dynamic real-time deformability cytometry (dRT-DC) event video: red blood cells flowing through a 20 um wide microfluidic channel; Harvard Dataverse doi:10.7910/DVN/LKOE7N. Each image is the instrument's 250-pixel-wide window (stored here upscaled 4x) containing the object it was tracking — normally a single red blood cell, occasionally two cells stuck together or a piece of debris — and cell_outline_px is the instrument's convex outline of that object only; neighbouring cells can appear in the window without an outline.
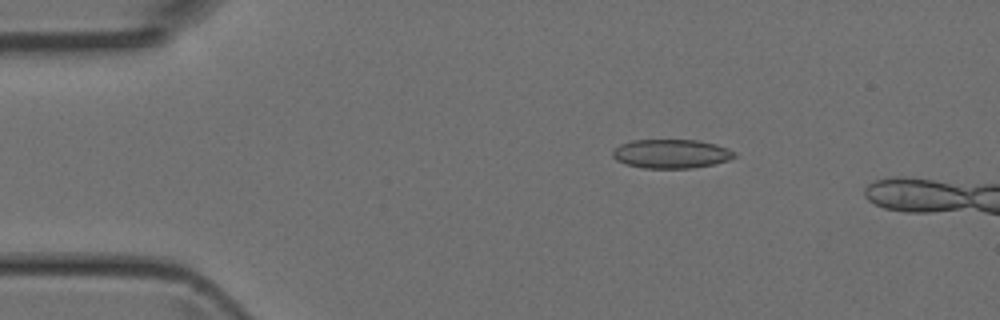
{"species": "Egyptian fruit bat (a non-hibernating species)", "species_latin": "Rousettus aegyptiacus", "temperature_condition": "room temperature", "stored_images_in_passage": 2, "camera_frame_rate_fps": 3000, "um_per_image_px": 0.085, "animal": {"sex": "female"}, "frame": {"image": 1, "passage_image": 1, "time_ms": 0.0, "image_size_px": [1000, 320], "cell_outline_px": [[736, 156], [728, 160], [712, 164], [692, 168], [644, 168], [628, 164], [616, 160], [612, 156], [612, 152], [620, 144], [632, 140], [700, 140], [716, 144], [728, 148], [736, 152]], "centroid_in_image_um": [57.07, 13.06], "position_along_channel_um": 27.9, "area_um2": 20.52}}